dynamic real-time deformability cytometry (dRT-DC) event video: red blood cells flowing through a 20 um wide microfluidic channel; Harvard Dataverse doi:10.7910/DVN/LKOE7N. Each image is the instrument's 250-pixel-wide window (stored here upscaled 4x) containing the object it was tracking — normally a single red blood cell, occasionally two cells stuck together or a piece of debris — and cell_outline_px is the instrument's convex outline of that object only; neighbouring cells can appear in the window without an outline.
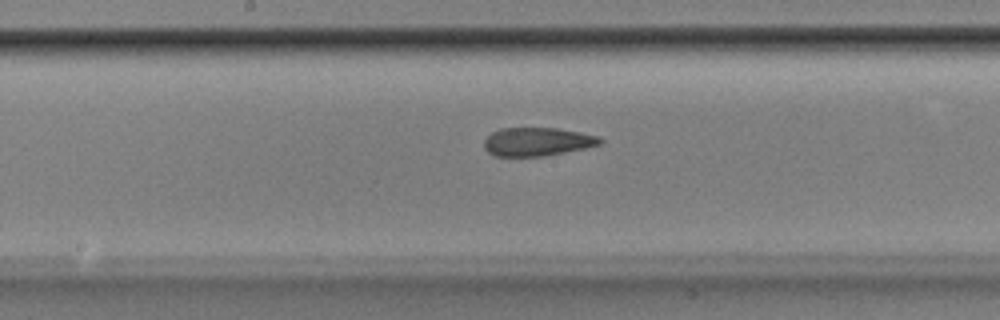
{"species": "Egyptian fruit bat (a non-hibernating species)", "species_latin": "Rousettus aegyptiacus", "temperature_condition": "room temperature", "stored_images_in_passage": 52, "camera_frame_rate_fps": 3000, "um_per_image_px": 0.085, "animal": {"sex": "male"}, "frame": {"image": 1, "passage_image": 27, "time_ms": 8.667, "image_size_px": [1000, 320], "cell_outline_px": [[604, 140], [600, 144], [584, 148], [544, 156], [496, 156], [488, 152], [484, 148], [484, 140], [492, 132], [500, 128], [556, 128], [580, 132], [600, 136]], "centroid_in_image_um": [45.67, 12.04], "position_along_channel_um": 202.5, "area_um2": 19.19}}
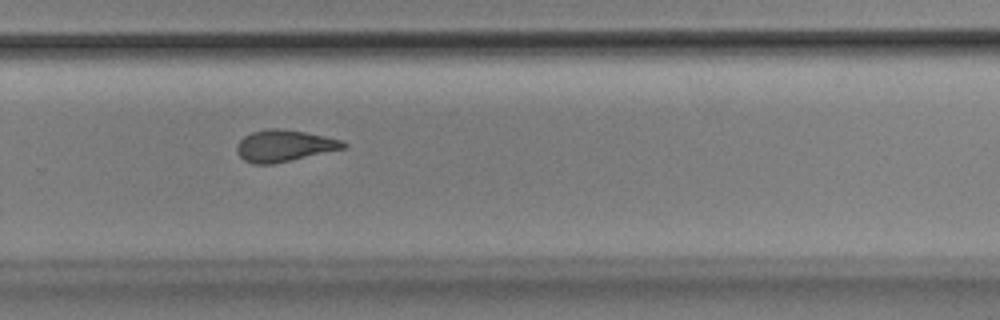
{"frame": {"image": 2, "passage_image": 35, "time_ms": 11.333, "image_size_px": [1000, 320], "cell_outline_px": [[348, 148], [272, 164], [252, 164], [244, 160], [236, 152], [236, 144], [244, 136], [252, 132], [264, 128], [276, 128], [304, 132], [344, 140], [348, 144]], "centroid_in_image_um": [24.17, 12.39], "position_along_channel_um": 305.6, "area_um2": 19.83}}
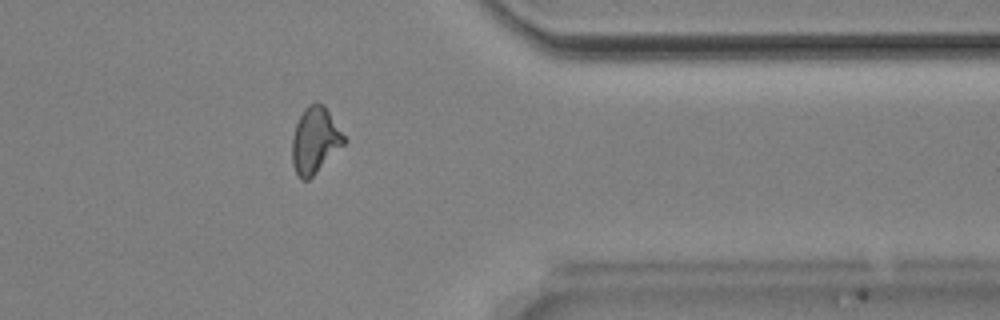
{"frame": {"image": 3, "passage_image": 42, "time_ms": 13.667, "image_size_px": [1000, 320], "cell_outline_px": [[348, 140], [308, 180], [300, 180], [292, 164], [292, 136], [296, 124], [304, 108], [308, 104], [316, 100], [324, 104]], "centroid_in_image_um": [26.77, 11.89], "position_along_channel_um": 384.6, "area_um2": 20.11}, "authors_computed_cell_mechanics": {"area_um2": 20.0566, "velocity_mm_per_s": 3.896, "shape_relaxation_time_tau1_ms": null, "shape_relaxation_time_tau2_ms": 3.2115, "deformation_change_tau1": null, "deformation_change_tau2": 0.1264}}